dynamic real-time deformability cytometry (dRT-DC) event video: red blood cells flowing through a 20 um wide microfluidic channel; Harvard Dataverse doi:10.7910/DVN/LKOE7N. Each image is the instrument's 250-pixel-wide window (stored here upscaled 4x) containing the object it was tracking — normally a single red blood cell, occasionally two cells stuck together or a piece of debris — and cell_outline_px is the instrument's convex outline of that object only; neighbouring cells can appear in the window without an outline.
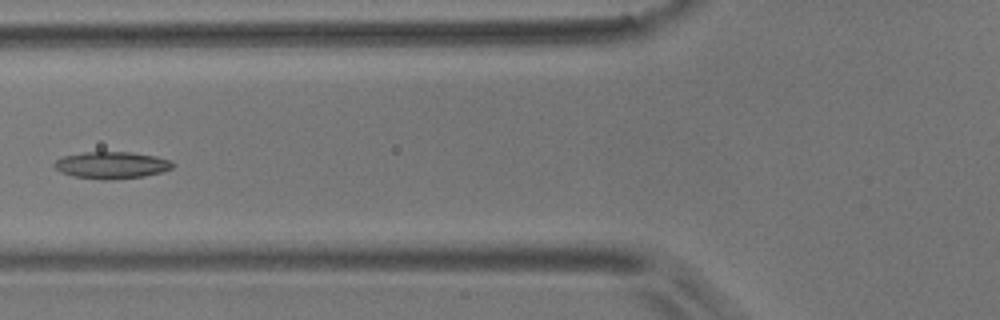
{"species": "common noctule bat (a hibernating species)", "species_latin": "Nyctalus noctula", "temperature_condition": "room temperature", "stored_images_in_passage": 11, "camera_frame_rate_fps": 3000, "um_per_image_px": 0.085, "animal": {"sex": "male", "body_mass_g": 17.9}, "frame": {"image": 1, "passage_image": 4, "time_ms": 4.333, "image_size_px": [1000, 320], "cell_outline_px": [[176, 164], [172, 168], [160, 172], [144, 176], [104, 180], [100, 180], [72, 176], [60, 172], [52, 164], [56, 160], [64, 156], [84, 152], [128, 152], [156, 156], [172, 160]], "centroid_in_image_um": [9.49, 14.04], "position_along_channel_um": 116.3, "area_um2": 18.61}}
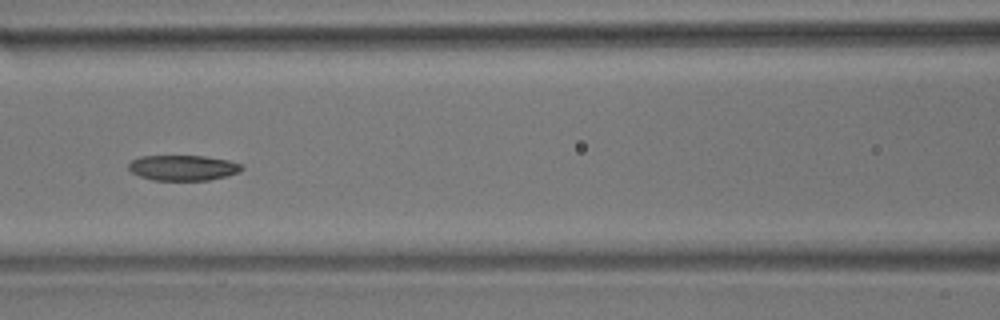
{"frame": {"image": 2, "passage_image": 5, "time_ms": 5.333, "image_size_px": [1000, 320], "cell_outline_px": [[244, 168], [240, 172], [208, 180], [152, 180], [140, 176], [132, 172], [128, 168], [128, 164], [132, 160], [140, 156], [204, 156], [228, 160], [244, 164]], "centroid_in_image_um": [15.57, 14.25], "position_along_channel_um": 151.0, "area_um2": 16.76}}
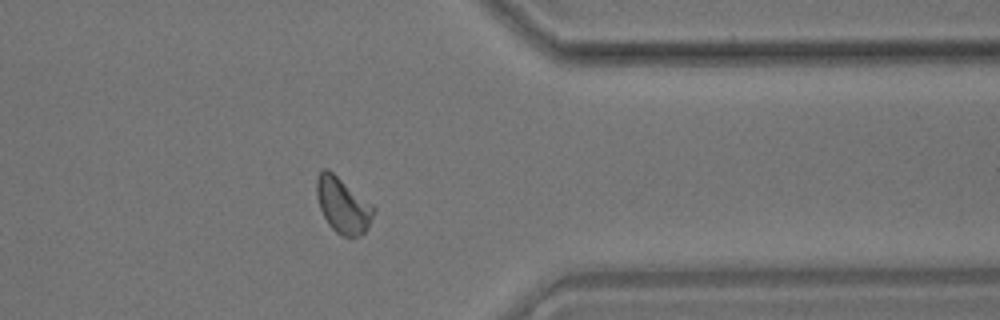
{"frame": {"image": 3, "passage_image": 11, "time_ms": 12.333, "image_size_px": [1000, 320], "cell_outline_px": [[376, 212], [368, 228], [360, 236], [352, 240], [336, 232], [328, 224], [320, 208], [316, 196], [316, 180], [320, 172], [324, 168], [328, 168], [372, 204], [376, 208]], "centroid_in_image_um": [29.16, 17.48], "position_along_channel_um": 382.2, "area_um2": 18.73}, "authors_computed_cell_mechanics": {"area_um2": 17.2822, "velocity_mm_per_s": 3.4613, "shape_relaxation_time_tau1_ms": 5.0578, "shape_relaxation_time_tau2_ms": null, "deformation_change_tau1": 0.1044, "deformation_change_tau2": null}}